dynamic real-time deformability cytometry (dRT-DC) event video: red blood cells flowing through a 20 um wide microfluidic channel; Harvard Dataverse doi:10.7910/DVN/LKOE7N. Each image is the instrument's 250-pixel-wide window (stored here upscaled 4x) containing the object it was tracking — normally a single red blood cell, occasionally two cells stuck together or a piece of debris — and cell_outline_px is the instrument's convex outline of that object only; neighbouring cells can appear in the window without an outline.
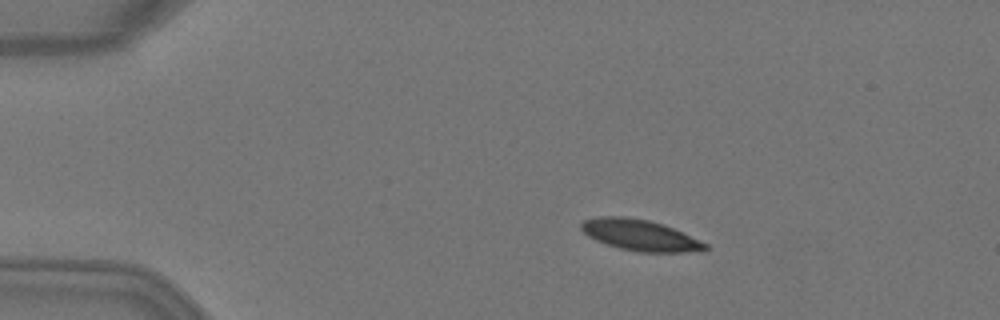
{"species": "Egyptian fruit bat (a non-hibernating species)", "species_latin": "Rousettus aegyptiacus", "temperature_condition": "warm", "stored_images_in_passage": 6, "camera_frame_rate_fps": 3000, "um_per_image_px": 0.085, "animal": {"sex": "female"}, "frame": {"image": 1, "passage_image": 2, "time_ms": 0.333, "image_size_px": [1000, 320], "cell_outline_px": [[708, 248], [704, 252], [640, 252], [620, 248], [596, 240], [588, 236], [580, 228], [580, 224], [584, 220], [596, 216], [624, 216], [648, 220], [664, 224], [700, 240], [708, 244]], "centroid_in_image_um": [54.43, 19.99], "position_along_channel_um": 30.6, "area_um2": 22.54}}